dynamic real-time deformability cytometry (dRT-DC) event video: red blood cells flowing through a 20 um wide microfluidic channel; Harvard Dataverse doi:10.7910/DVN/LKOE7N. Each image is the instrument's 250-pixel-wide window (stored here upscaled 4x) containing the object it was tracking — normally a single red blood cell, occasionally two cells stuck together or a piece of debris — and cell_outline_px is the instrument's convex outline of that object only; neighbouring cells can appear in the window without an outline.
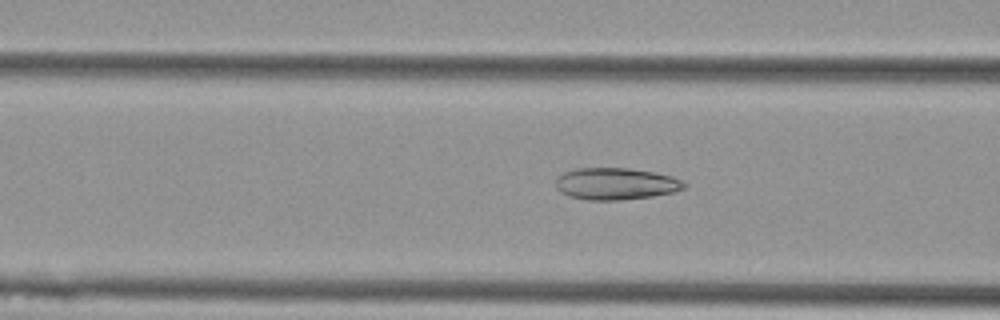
{"species": "Egyptian fruit bat (a non-hibernating species)", "species_latin": "Rousettus aegyptiacus", "temperature_condition": "cold", "stored_images_in_passage": 38, "camera_frame_rate_fps": 3000, "um_per_image_px": 0.085, "animal": {"sex": "female"}, "frame": {"image": 1, "passage_image": 5, "time_ms": 1.333, "image_size_px": [1000, 320], "cell_outline_px": [[688, 184], [684, 188], [672, 192], [652, 196], [620, 200], [588, 200], [568, 196], [560, 192], [556, 188], [556, 180], [564, 172], [576, 168], [628, 168], [652, 172], [672, 176]], "centroid_in_image_um": [52.32, 15.62], "position_along_channel_um": 114.3, "area_um2": 23.76}}
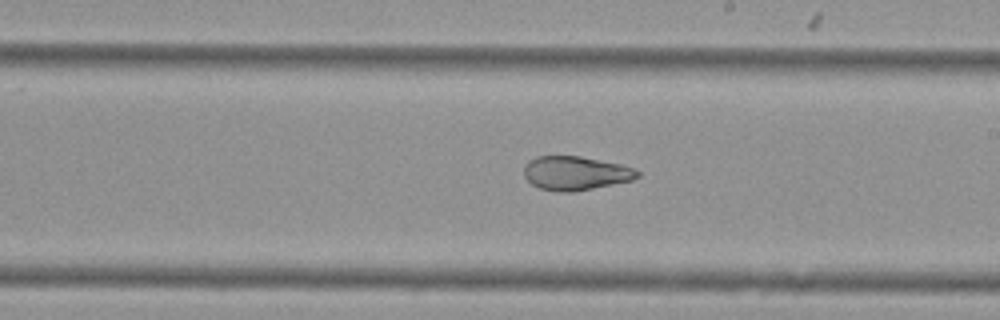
{"frame": {"image": 2, "passage_image": 15, "time_ms": 4.667, "image_size_px": [1000, 320], "cell_outline_px": [[640, 176], [632, 180], [572, 192], [560, 192], [540, 188], [532, 184], [524, 176], [524, 164], [528, 160], [536, 156], [580, 156], [620, 164], [632, 168], [640, 172]], "centroid_in_image_um": [48.89, 14.71], "position_along_channel_um": 240.1, "area_um2": 22.31}}
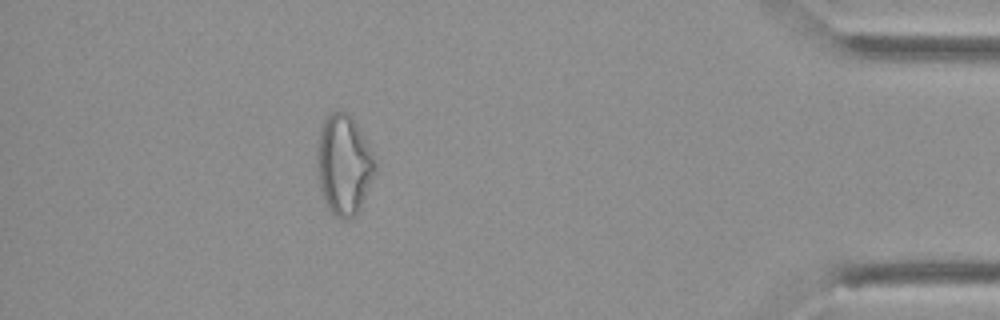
{"frame": {"image": 3, "passage_image": 32, "time_ms": 10.333, "image_size_px": [1000, 320], "cell_outline_px": [[376, 168], [360, 208], [356, 216], [348, 220], [344, 220], [336, 216], [328, 208], [324, 200], [316, 176], [316, 148], [320, 128], [328, 112], [340, 108], [352, 116], [364, 136], [372, 152], [376, 164]], "centroid_in_image_um": [29.19, 13.96], "position_along_channel_um": 406.0, "area_um2": 34.45}, "authors_computed_cell_mechanics": {"area_um2": 24.6517, "velocity_mm_per_s": 3.7807, "shape_relaxation_time_tau1_ms": 8.2614, "shape_relaxation_time_tau2_ms": 1.8368, "deformation_change_tau1": 0.1716, "deformation_change_tau2": 0.075}}